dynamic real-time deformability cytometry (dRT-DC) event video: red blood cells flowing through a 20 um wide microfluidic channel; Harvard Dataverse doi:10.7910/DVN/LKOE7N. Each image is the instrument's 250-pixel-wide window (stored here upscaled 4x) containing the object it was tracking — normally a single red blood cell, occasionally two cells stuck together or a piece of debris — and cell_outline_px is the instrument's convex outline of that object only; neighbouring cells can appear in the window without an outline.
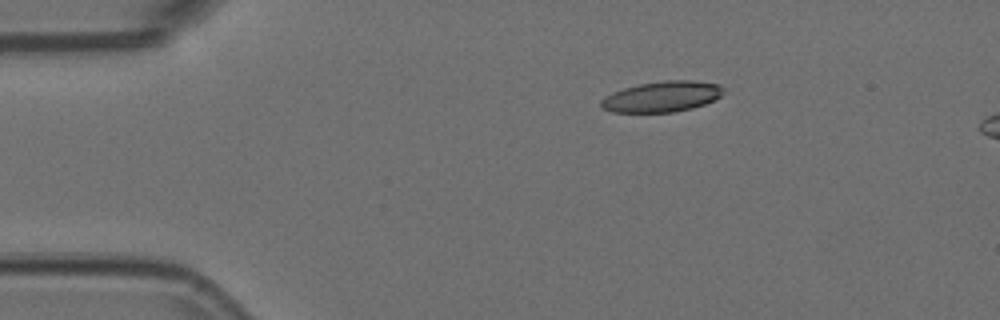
{"species": "Egyptian fruit bat (a non-hibernating species)", "species_latin": "Rousettus aegyptiacus", "temperature_condition": "room temperature", "stored_images_in_passage": 47, "segment_of_instrument_passage": [1, 2], "camera_frame_rate_fps": 3000, "um_per_image_px": 0.085, "animal": {"sex": "female"}, "frame": {"image": 1, "passage_image": 1, "time_ms": 0.0, "image_size_px": [1000, 320], "cell_outline_px": [[728, 92], [716, 100], [692, 108], [672, 112], [612, 112], [600, 108], [600, 100], [604, 96], [612, 92], [624, 88], [640, 84], [664, 80], [692, 80], [720, 84]], "centroid_in_image_um": [56.3, 8.21], "position_along_channel_um": 28.7, "area_um2": 22.25}}
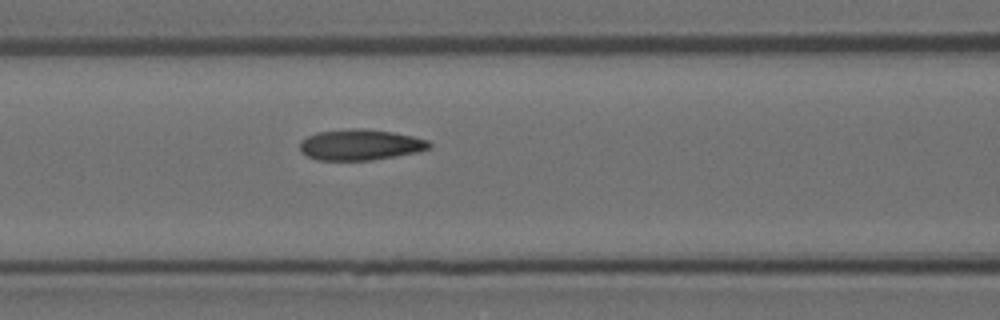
{"frame": {"image": 2, "passage_image": 14, "time_ms": 4.333, "image_size_px": [1000, 320], "cell_outline_px": [[432, 148], [416, 152], [396, 156], [372, 160], [316, 160], [300, 152], [300, 140], [316, 132], [352, 128], [364, 128], [392, 132], [412, 136], [428, 140], [432, 144]], "centroid_in_image_um": [30.62, 12.3], "position_along_channel_um": 136.0, "area_um2": 23.41}}
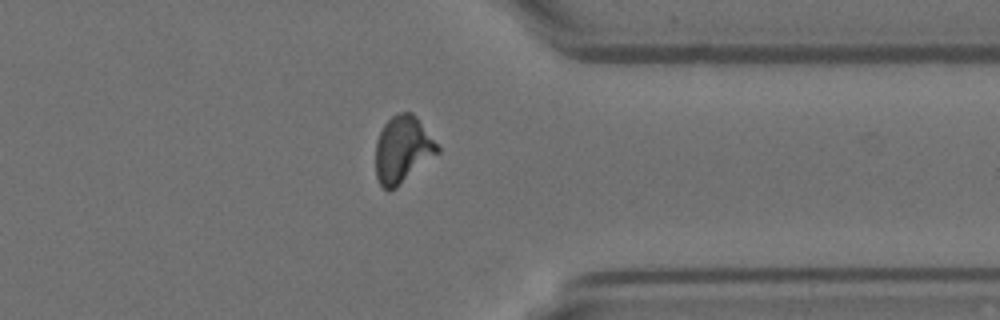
{"frame": {"image": 3, "passage_image": 34, "time_ms": 11.0, "image_size_px": [1000, 320], "cell_outline_px": [[440, 152], [396, 188], [388, 192], [380, 184], [376, 176], [376, 140], [384, 124], [392, 116], [400, 112], [412, 112], [416, 116], [440, 148]], "centroid_in_image_um": [34.22, 12.72], "position_along_channel_um": 377.2, "area_um2": 24.04}}